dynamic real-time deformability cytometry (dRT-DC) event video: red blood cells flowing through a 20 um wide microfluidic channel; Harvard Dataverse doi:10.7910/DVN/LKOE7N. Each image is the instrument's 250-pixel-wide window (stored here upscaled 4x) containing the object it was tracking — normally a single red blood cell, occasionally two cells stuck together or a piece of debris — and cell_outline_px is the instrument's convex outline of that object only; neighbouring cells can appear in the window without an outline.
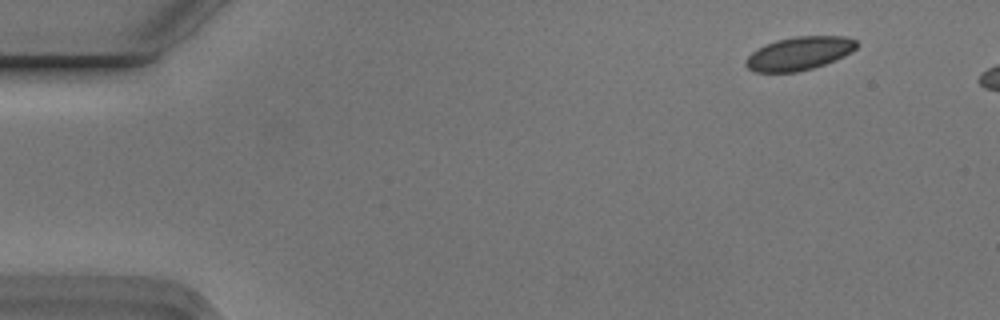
{"species": "Egyptian fruit bat (a non-hibernating species)", "species_latin": "Rousettus aegyptiacus", "temperature_condition": "cold", "stored_images_in_passage": 2, "camera_frame_rate_fps": 3000, "um_per_image_px": 0.085, "animal": {"sex": "male"}, "frame": {"image": 1, "passage_image": 2, "time_ms": 0.333, "image_size_px": [1000, 320], "cell_outline_px": [[860, 44], [852, 52], [836, 60], [812, 68], [796, 72], [756, 72], [748, 68], [744, 64], [744, 60], [752, 52], [764, 44], [776, 40], [796, 36], [848, 36], [856, 40]], "centroid_in_image_um": [67.95, 4.53], "position_along_channel_um": 17.1, "area_um2": 21.73}}